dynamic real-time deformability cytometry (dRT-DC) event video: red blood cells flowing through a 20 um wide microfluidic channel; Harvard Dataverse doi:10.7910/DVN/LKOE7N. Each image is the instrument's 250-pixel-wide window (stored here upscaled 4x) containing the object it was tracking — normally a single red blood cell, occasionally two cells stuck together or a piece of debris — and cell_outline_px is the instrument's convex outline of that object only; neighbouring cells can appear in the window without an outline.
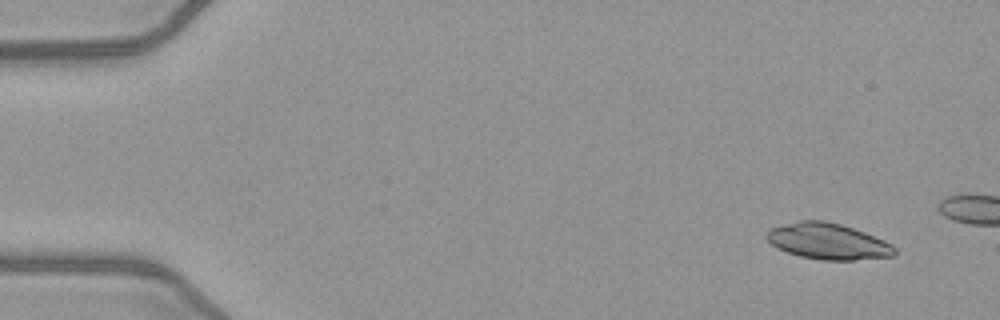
{"species": "common noctule bat (a hibernating species)", "species_latin": "Nyctalus noctula", "temperature_condition": "warm", "stored_images_in_passage": 10, "camera_frame_rate_fps": 3000, "um_per_image_px": 0.085, "animal": {"sex": "female", "body_mass_g": 21.9}, "frame": {"image": 1, "passage_image": 1, "time_ms": 0.0, "image_size_px": [1000, 320], "cell_outline_px": [[896, 252], [892, 256], [852, 260], [824, 260], [800, 256], [776, 248], [764, 236], [768, 228], [800, 220], [824, 220], [840, 224], [864, 232], [884, 240], [892, 244], [896, 248]], "centroid_in_image_um": [70.34, 20.5], "position_along_channel_um": 14.7, "area_um2": 26.88}}